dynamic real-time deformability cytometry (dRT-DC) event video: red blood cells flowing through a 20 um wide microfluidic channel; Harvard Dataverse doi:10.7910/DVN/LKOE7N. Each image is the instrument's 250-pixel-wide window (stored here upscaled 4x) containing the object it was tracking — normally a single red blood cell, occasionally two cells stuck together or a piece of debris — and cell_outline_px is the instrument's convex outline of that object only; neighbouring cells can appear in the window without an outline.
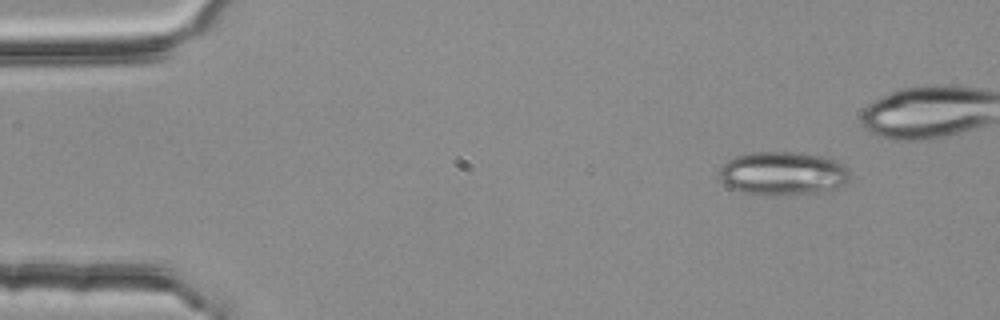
{"species": "common noctule bat (a hibernating species)", "species_latin": "Nyctalus noctula", "temperature_condition": "room temperature", "stored_images_in_passage": 4, "camera_frame_rate_fps": 3000, "um_per_image_px": 0.085, "animal": {"sex": "female", "body_mass_g": 25.1}, "frame": {"image": 1, "passage_image": 1, "time_ms": 0.0, "image_size_px": [1000, 320], "cell_outline_px": [[848, 180], [844, 184], [836, 188], [816, 192], [744, 192], [728, 188], [720, 180], [720, 168], [728, 160], [736, 156], [752, 152], [792, 152], [828, 156], [844, 164], [848, 172]], "centroid_in_image_um": [66.55, 14.68], "position_along_channel_um": 18.5, "area_um2": 32.19}}